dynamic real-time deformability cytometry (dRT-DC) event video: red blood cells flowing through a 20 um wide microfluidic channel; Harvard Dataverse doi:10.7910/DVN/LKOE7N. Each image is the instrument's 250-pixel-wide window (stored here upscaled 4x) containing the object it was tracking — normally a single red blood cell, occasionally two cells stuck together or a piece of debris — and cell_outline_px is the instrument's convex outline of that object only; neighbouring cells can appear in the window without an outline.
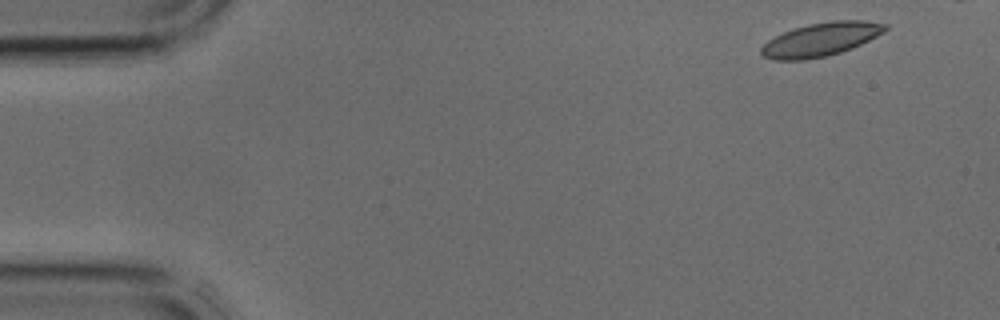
{"species": "common noctule bat (a hibernating species)", "species_latin": "Nyctalus noctula", "temperature_condition": "cold", "stored_images_in_passage": 4, "camera_frame_rate_fps": 3000, "um_per_image_px": 0.085, "animal": {"sex": "male", "body_mass_g": 17.9, "forearm_length_mm": 54.2}, "frame": {"image": 1, "passage_image": 1, "time_ms": 0.0, "image_size_px": [1000, 320], "cell_outline_px": [[888, 28], [884, 32], [852, 48], [840, 52], [824, 56], [804, 60], [772, 60], [764, 56], [760, 52], [760, 48], [768, 40], [792, 28], [808, 24], [832, 20], [864, 20], [888, 24]], "centroid_in_image_um": [69.76, 3.34], "position_along_channel_um": 15.2, "area_um2": 24.16}}